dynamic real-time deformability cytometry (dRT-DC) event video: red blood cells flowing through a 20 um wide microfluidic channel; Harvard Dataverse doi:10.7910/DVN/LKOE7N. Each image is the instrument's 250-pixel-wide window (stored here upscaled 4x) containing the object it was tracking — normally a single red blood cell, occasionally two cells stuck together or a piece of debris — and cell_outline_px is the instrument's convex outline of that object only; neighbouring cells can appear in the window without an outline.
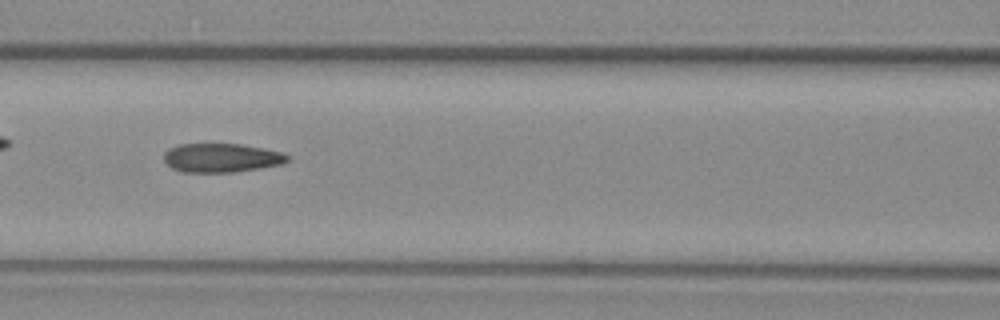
{"species": "common noctule bat (a hibernating species)", "species_latin": "Nyctalus noctula", "temperature_condition": "warm", "stored_images_in_passage": 54, "camera_frame_rate_fps": 3000, "um_per_image_px": 0.085, "animal": {"sex": "female", "body_mass_g": 29.2, "forearm_length_mm": 56.3}, "frame": {"image": 1, "passage_image": 23, "time_ms": 7.333, "image_size_px": [1000, 320], "cell_outline_px": [[288, 160], [280, 164], [260, 168], [232, 172], [180, 172], [172, 168], [164, 160], [164, 152], [168, 148], [180, 144], [240, 144], [264, 148], [284, 152], [288, 156]], "centroid_in_image_um": [18.8, 13.41], "position_along_channel_um": 147.8, "area_um2": 20.81}}
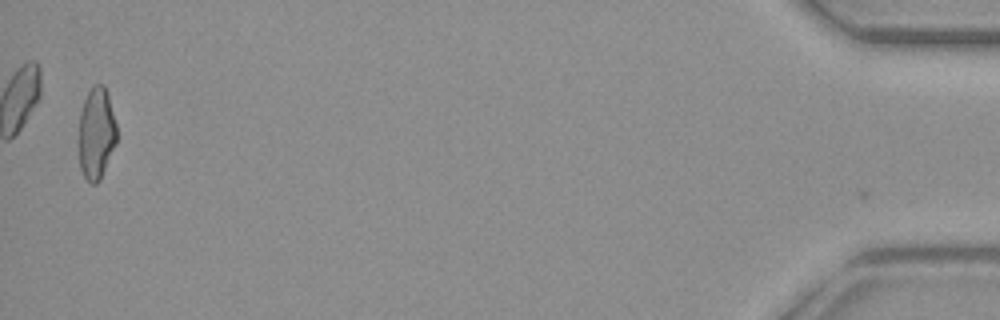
{"frame": {"image": 2, "passage_image": 53, "time_ms": 17.333, "image_size_px": [1000, 320], "cell_outline_px": [[116, 144], [100, 180], [96, 184], [92, 184], [84, 176], [80, 168], [80, 112], [84, 100], [92, 84], [104, 84], [108, 96], [116, 124]], "centroid_in_image_um": [8.2, 11.33], "position_along_channel_um": 427.0, "area_um2": 20.06}, "authors_computed_cell_mechanics": {"area_um2": 21.1259, "velocity_mm_per_s": 3.7871, "shape_relaxation_time_tau1_ms": null, "shape_relaxation_time_tau2_ms": 1.9876, "deformation_change_tau1": null, "deformation_change_tau2": 0.1023}}